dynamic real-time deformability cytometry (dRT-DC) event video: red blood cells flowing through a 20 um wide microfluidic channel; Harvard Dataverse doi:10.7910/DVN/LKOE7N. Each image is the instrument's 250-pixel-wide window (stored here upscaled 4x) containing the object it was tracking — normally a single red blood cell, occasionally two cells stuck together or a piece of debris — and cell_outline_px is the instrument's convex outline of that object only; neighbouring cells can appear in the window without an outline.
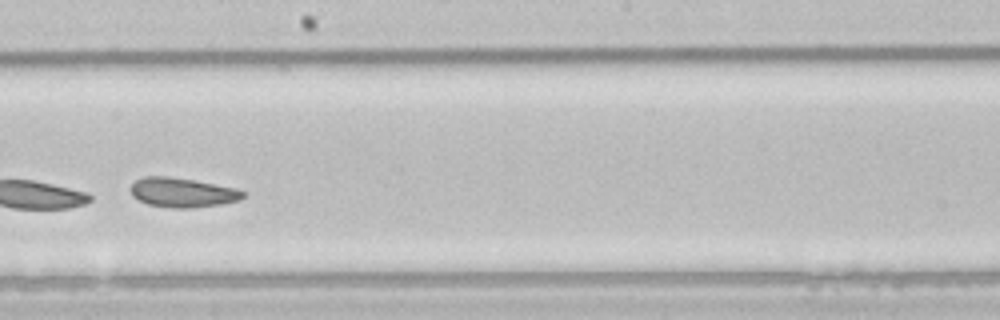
{"species": "common noctule bat (a hibernating species)", "species_latin": "Nyctalus noctula", "temperature_condition": "room temperature", "stored_images_in_passage": 47, "camera_frame_rate_fps": 3000, "um_per_image_px": 0.085, "animal": {"sex": "male", "body_mass_g": 21.5, "forearm_length_mm": 52.0}, "frame": {"image": 1, "passage_image": 25, "time_ms": 8.0, "image_size_px": [1000, 320], "cell_outline_px": [[244, 196], [240, 200], [220, 204], [192, 208], [172, 208], [148, 204], [132, 196], [128, 188], [136, 180], [144, 176], [168, 176], [196, 180], [236, 188], [244, 192]], "centroid_in_image_um": [15.48, 16.35], "position_along_channel_um": 232.7, "area_um2": 19.42}}